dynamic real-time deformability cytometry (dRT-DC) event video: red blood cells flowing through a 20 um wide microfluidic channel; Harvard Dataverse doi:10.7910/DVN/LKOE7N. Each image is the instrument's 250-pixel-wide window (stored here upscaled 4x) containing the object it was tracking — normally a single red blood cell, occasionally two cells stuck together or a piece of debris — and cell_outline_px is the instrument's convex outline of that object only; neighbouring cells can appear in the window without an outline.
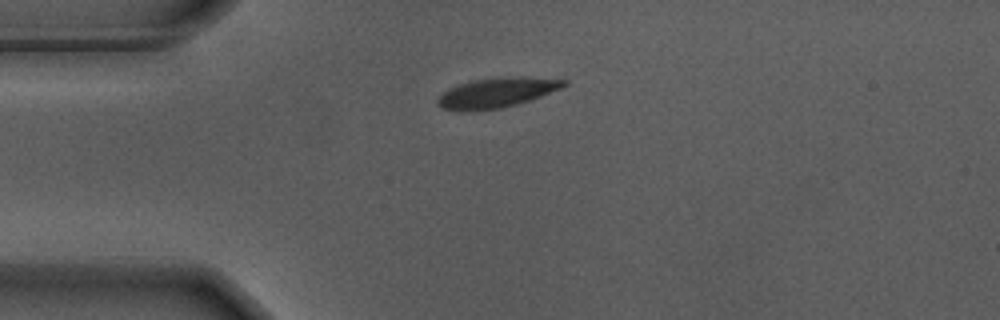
{"species": "Egyptian fruit bat (a non-hibernating species)", "species_latin": "Rousettus aegyptiacus", "temperature_condition": "warm", "stored_images_in_passage": 35, "camera_frame_rate_fps": 3000, "um_per_image_px": 0.085, "animal": {"sex": "male"}, "frame": {"image": 1, "passage_image": 1, "time_ms": 0.0, "image_size_px": [1000, 320], "cell_outline_px": [[568, 84], [560, 88], [540, 96], [516, 104], [500, 108], [444, 108], [436, 104], [436, 100], [448, 88], [472, 80], [500, 76], [568, 80]], "centroid_in_image_um": [42.25, 7.83], "position_along_channel_um": 42.8, "area_um2": 20.87}}
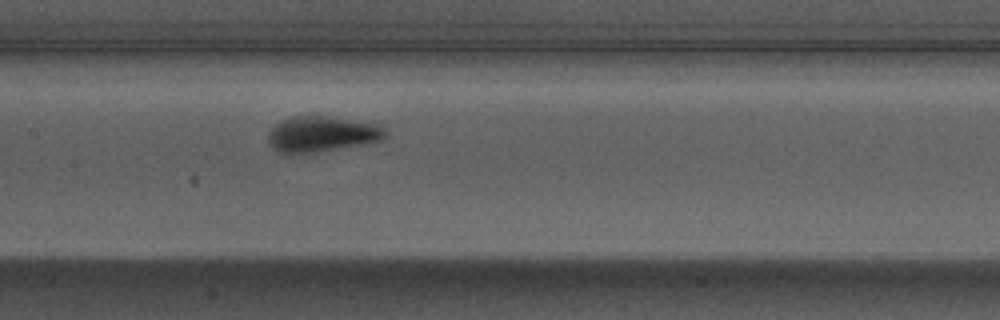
{"frame": {"image": 2, "passage_image": 14, "time_ms": 4.333, "image_size_px": [1000, 320], "cell_outline_px": [[388, 132], [380, 140], [360, 144], [312, 152], [280, 152], [268, 144], [268, 132], [280, 120], [292, 116], [324, 116], [372, 120], [380, 124]], "centroid_in_image_um": [27.4, 11.33], "position_along_channel_um": 180.0, "area_um2": 24.33}}
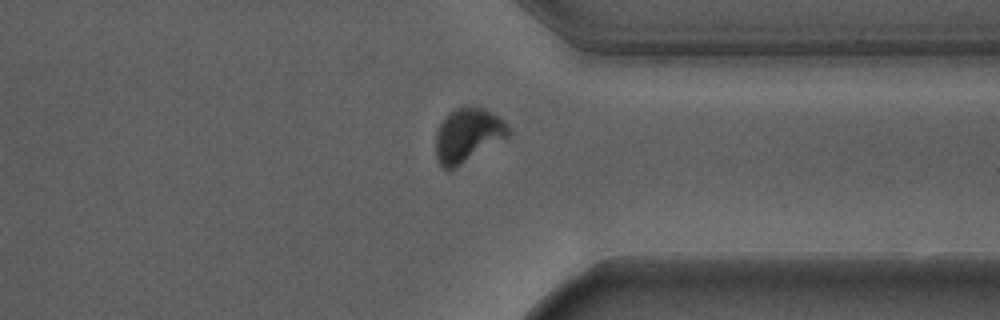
{"frame": {"image": 3, "passage_image": 30, "time_ms": 9.667, "image_size_px": [1000, 320], "cell_outline_px": [[512, 132], [508, 136], [448, 172], [436, 160], [436, 132], [444, 116], [448, 112], [464, 104], [484, 108], [508, 124]], "centroid_in_image_um": [39.73, 11.46], "position_along_channel_um": 371.7, "area_um2": 22.95}, "authors_computed_cell_mechanics": {"area_um2": 22.7154, "velocity_mm_per_s": 3.6602, "shape_relaxation_time_tau1_ms": 1.9631, "shape_relaxation_time_tau2_ms": null, "deformation_change_tau1": 0.1766, "deformation_change_tau2": null}}